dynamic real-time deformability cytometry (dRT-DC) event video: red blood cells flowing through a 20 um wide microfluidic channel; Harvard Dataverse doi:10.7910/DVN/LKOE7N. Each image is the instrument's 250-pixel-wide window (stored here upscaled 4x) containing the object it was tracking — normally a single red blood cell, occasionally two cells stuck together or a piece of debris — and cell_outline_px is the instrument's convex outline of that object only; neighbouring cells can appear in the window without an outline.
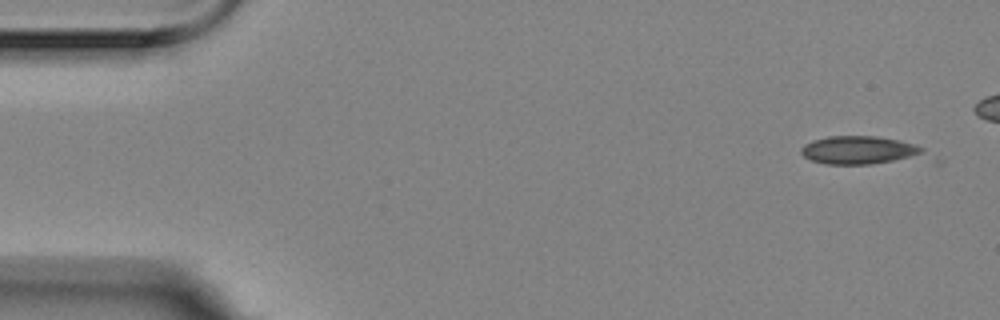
{"species": "Egyptian fruit bat (a non-hibernating species)", "species_latin": "Rousettus aegyptiacus", "temperature_condition": "room temperature", "stored_images_in_passage": 8, "segment_of_instrument_passage": [1, 2], "camera_frame_rate_fps": 3000, "um_per_image_px": 0.085, "animal": {"sex": "female"}, "frame": {"image": 1, "passage_image": 1, "time_ms": 0.0, "image_size_px": [1000, 320], "cell_outline_px": [[940, 164], [824, 164], [812, 160], [804, 156], [800, 152], [800, 148], [804, 144], [812, 140], [828, 136], [876, 136], [900, 140], [916, 144], [924, 148], [940, 160]], "centroid_in_image_um": [73.62, 12.85], "position_along_channel_um": 11.4, "area_um2": 22.95}}
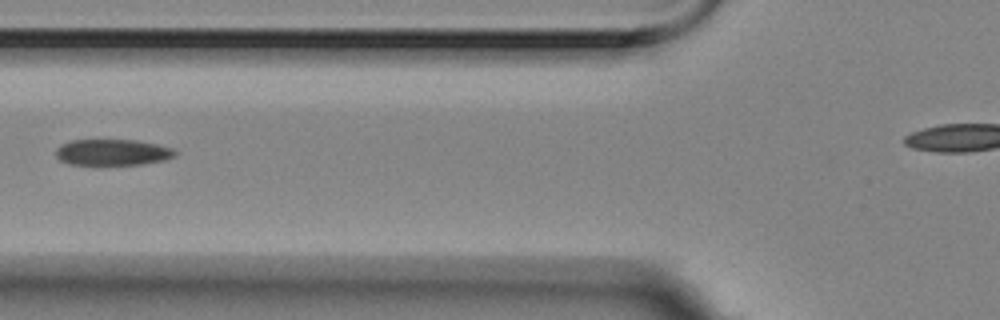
{"frame": {"image": 2, "passage_image": 6, "time_ms": 1.667, "image_size_px": [1000, 320], "cell_outline_px": [[176, 156], [164, 160], [140, 164], [96, 168], [68, 164], [60, 160], [56, 156], [56, 148], [60, 144], [72, 140], [136, 140], [156, 144], [172, 148], [176, 152]], "centroid_in_image_um": [9.49, 13.0], "position_along_channel_um": 116.3, "area_um2": 19.07}}
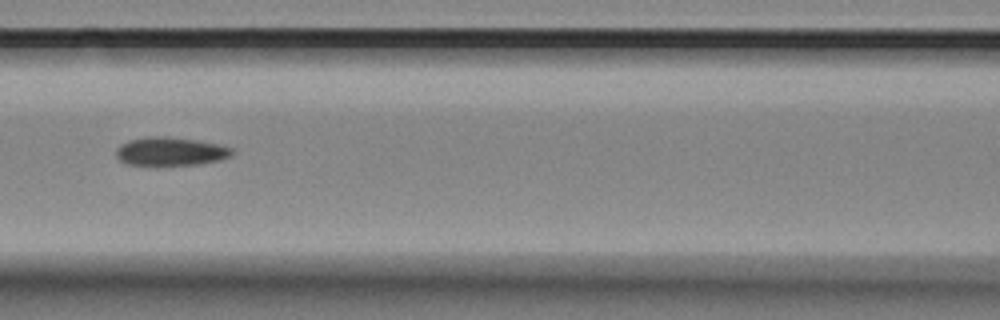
{"frame": {"image": 3, "passage_image": 7, "time_ms": 2.0, "image_size_px": [1000, 320], "cell_outline_px": [[236, 152], [232, 156], [220, 160], [200, 164], [128, 164], [120, 160], [116, 156], [116, 148], [120, 144], [128, 140], [148, 136], [164, 136], [196, 140], [216, 144], [232, 148]], "centroid_in_image_um": [14.51, 12.85], "position_along_channel_um": 152.1, "area_um2": 19.07}}